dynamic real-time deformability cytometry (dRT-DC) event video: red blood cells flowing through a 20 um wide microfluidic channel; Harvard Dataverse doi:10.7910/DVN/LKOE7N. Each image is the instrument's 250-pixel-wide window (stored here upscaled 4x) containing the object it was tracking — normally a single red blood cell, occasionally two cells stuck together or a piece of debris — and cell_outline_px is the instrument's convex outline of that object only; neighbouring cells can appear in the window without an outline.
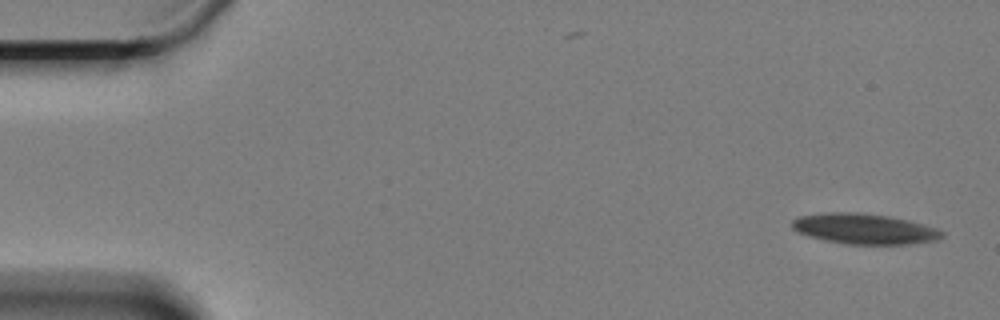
{"species": "Egyptian fruit bat (a non-hibernating species)", "species_latin": "Rousettus aegyptiacus", "temperature_condition": "cold", "stored_images_in_passage": 59, "camera_frame_rate_fps": 3000, "um_per_image_px": 0.085, "animal": {"sex": "female"}, "frame": {"image": 1, "passage_image": 1, "time_ms": 0.0, "image_size_px": [1000, 320], "cell_outline_px": [[944, 236], [940, 240], [908, 244], [848, 244], [824, 240], [808, 236], [796, 232], [792, 228], [792, 220], [796, 216], [824, 212], [860, 212], [888, 216], [908, 220], [936, 228], [944, 232]], "centroid_in_image_um": [73.44, 19.44], "position_along_channel_um": 11.6, "area_um2": 26.88}}
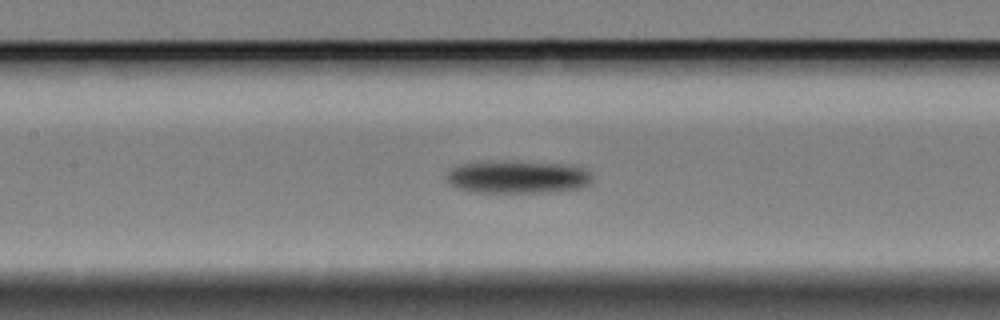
{"frame": {"image": 2, "passage_image": 26, "time_ms": 8.333, "image_size_px": [1000, 320], "cell_outline_px": [[592, 180], [588, 184], [580, 188], [544, 192], [472, 192], [456, 188], [448, 184], [448, 172], [452, 168], [460, 164], [564, 164], [588, 168], [592, 176]], "centroid_in_image_um": [44.05, 15.1], "position_along_channel_um": 163.4, "area_um2": 26.53}}
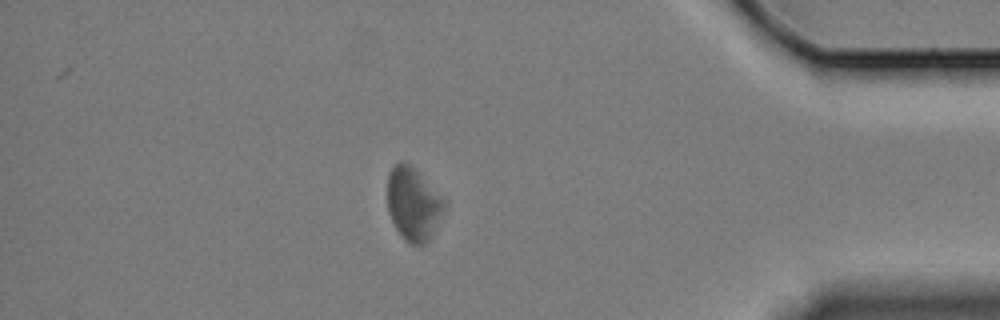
{"frame": {"image": 3, "passage_image": 51, "time_ms": 16.667, "image_size_px": [1000, 320], "cell_outline_px": [[448, 204], [432, 236], [424, 244], [412, 244], [404, 240], [396, 228], [388, 212], [388, 172], [400, 160], [408, 164]], "centroid_in_image_um": [35.13, 17.38], "position_along_channel_um": 400.1, "area_um2": 23.76}, "authors_computed_cell_mechanics": {"area_um2": 26.877, "velocity_mm_per_s": 3.2567, "shape_relaxation_time_tau1_ms": 4.0371, "shape_relaxation_time_tau2_ms": null, "deformation_change_tau1": 0.0957, "deformation_change_tau2": null}}